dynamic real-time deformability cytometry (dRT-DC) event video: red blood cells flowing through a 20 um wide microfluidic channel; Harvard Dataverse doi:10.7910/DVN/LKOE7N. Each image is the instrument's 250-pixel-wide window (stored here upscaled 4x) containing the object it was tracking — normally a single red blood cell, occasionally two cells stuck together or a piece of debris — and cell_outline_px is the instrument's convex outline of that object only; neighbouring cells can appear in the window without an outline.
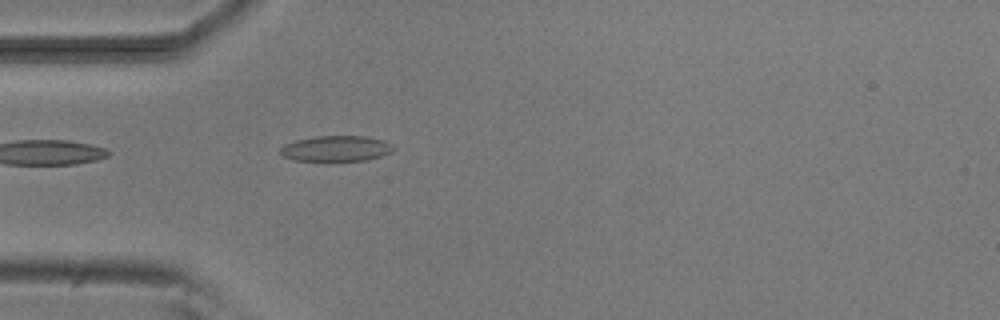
{"species": "common noctule bat (a hibernating species)", "species_latin": "Nyctalus noctula", "temperature_condition": "room temperature", "stored_images_in_passage": 4, "camera_frame_rate_fps": 3000, "um_per_image_px": 0.085, "animal": {"sex": "male", "body_mass_g": 20.5, "forearm_length_mm": 52.5}, "frame": {"image": 1, "passage_image": 4, "time_ms": 3.667, "image_size_px": [1000, 320], "cell_outline_px": [[396, 148], [392, 152], [368, 160], [296, 160], [280, 156], [280, 148], [284, 144], [296, 140], [316, 136], [368, 136], [384, 140], [392, 144]], "centroid_in_image_um": [28.59, 12.61], "position_along_channel_um": 56.4, "area_um2": 16.94}}